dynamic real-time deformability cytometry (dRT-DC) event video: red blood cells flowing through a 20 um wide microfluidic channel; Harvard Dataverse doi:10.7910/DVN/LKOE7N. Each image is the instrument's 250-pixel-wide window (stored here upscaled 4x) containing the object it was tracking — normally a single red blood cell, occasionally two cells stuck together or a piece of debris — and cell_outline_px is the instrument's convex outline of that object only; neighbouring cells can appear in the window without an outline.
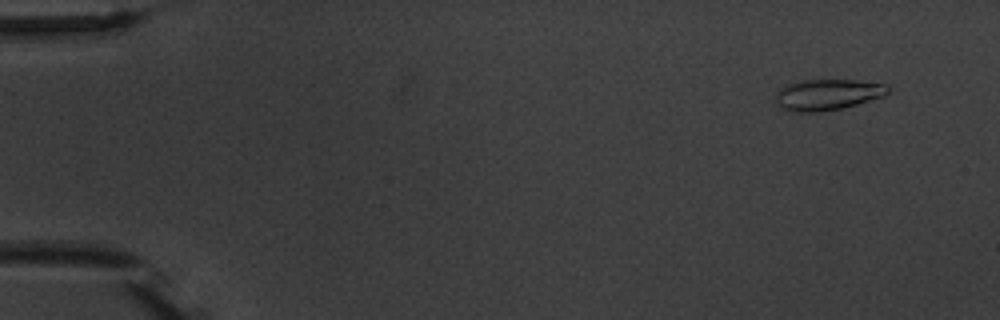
{"species": "common noctule bat (a hibernating species)", "species_latin": "Nyctalus noctula", "temperature_condition": "warm", "stored_images_in_passage": 8, "camera_frame_rate_fps": 3000, "um_per_image_px": 0.085, "animal": {"sex": "male", "body_mass_g": 20.1, "forearm_length_mm": 53.5}, "frame": {"image": 1, "passage_image": 2, "time_ms": 1.333, "image_size_px": [1000, 320], "cell_outline_px": [[892, 88], [884, 96], [856, 104], [840, 108], [820, 112], [792, 112], [780, 108], [776, 104], [776, 92], [780, 88], [788, 84], [804, 80], [856, 80], [888, 84]], "centroid_in_image_um": [70.34, 8.04], "position_along_channel_um": 14.7, "area_um2": 20.4}}
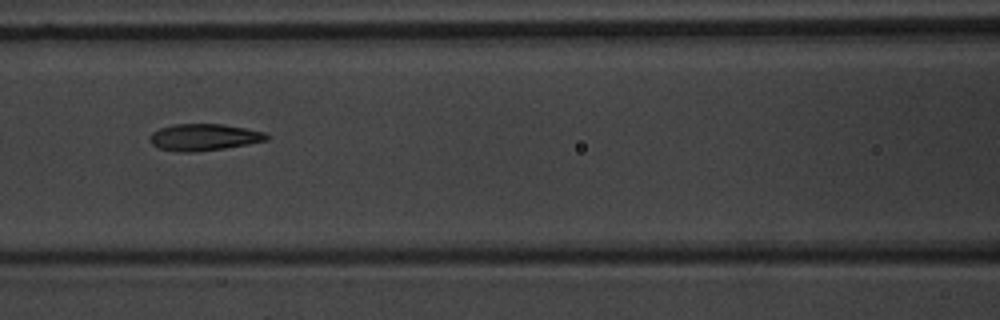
{"frame": {"image": 2, "passage_image": 8, "time_ms": 8.333, "image_size_px": [1000, 320], "cell_outline_px": [[268, 140], [248, 144], [224, 148], [196, 152], [176, 152], [160, 148], [152, 144], [148, 140], [148, 136], [152, 132], [160, 128], [172, 124], [224, 124], [264, 132], [268, 136]], "centroid_in_image_um": [17.28, 11.66], "position_along_channel_um": 149.3, "area_um2": 18.26}}